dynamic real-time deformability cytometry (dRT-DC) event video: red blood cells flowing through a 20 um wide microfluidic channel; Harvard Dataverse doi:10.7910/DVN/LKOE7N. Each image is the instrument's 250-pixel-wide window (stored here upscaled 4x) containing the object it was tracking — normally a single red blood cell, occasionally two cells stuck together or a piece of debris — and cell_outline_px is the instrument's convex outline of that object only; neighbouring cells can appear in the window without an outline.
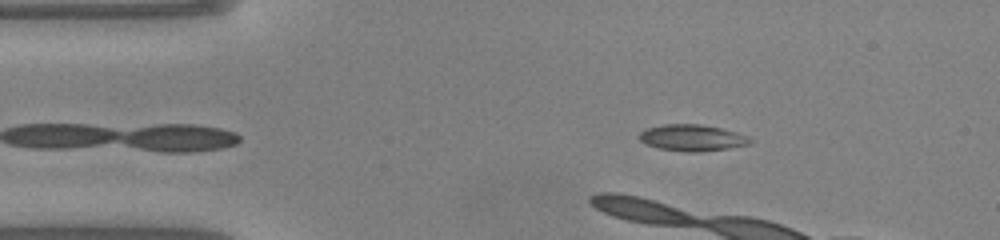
{"species": "common noctule bat (a hibernating species)", "species_latin": "Nyctalus noctula", "temperature_condition": "warm", "stored_images_in_passage": 5, "camera_frame_rate_fps": 3000, "um_per_image_px": 0.085, "animal": {"sex": "male", "body_mass_g": 20.0, "forearm_length_mm": 53.3}, "frame": {"image": 1, "passage_image": 1, "time_ms": 0.0, "image_size_px": [1000, 240], "cell_outline_px": [[752, 140], [748, 144], [728, 148], [700, 152], [684, 152], [656, 148], [644, 144], [640, 140], [640, 132], [648, 128], [664, 124], [700, 124], [720, 128], [736, 132], [748, 136]], "centroid_in_image_um": [58.8, 11.72], "position_along_channel_um": 26.2, "area_um2": 17.05}}